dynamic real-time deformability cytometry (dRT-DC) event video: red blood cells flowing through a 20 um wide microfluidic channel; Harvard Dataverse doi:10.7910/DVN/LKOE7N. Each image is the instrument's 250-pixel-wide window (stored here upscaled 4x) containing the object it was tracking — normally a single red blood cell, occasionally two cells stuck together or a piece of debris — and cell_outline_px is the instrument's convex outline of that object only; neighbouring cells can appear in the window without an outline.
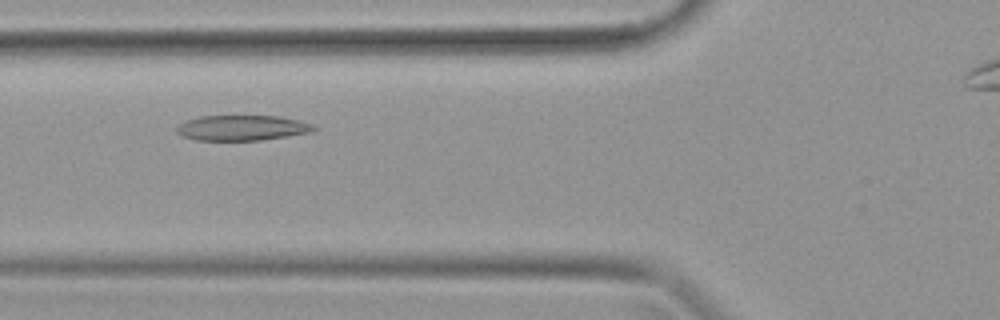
{"species": "common noctule bat (a hibernating species)", "species_latin": "Nyctalus noctula", "temperature_condition": "warm", "stored_images_in_passage": 30, "camera_frame_rate_fps": 3000, "um_per_image_px": 0.085, "animal": {"sex": "female", "body_mass_g": 19.9}, "frame": {"image": 1, "passage_image": 9, "time_ms": 2.667, "image_size_px": [1000, 320], "cell_outline_px": [[316, 128], [312, 132], [288, 136], [260, 140], [196, 140], [184, 136], [176, 132], [176, 124], [184, 120], [200, 116], [280, 116], [300, 120], [312, 124]], "centroid_in_image_um": [20.55, 10.86], "position_along_channel_um": 105.2, "area_um2": 20.35}}
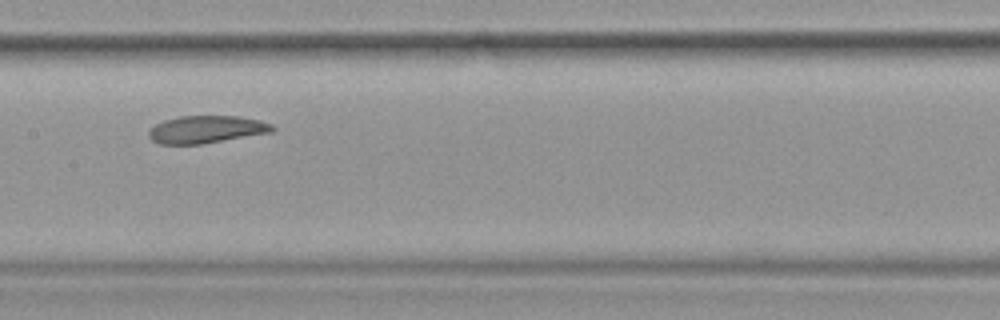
{"frame": {"image": 2, "passage_image": 14, "time_ms": 4.333, "image_size_px": [1000, 320], "cell_outline_px": [[276, 128], [272, 132], [200, 144], [160, 144], [152, 140], [148, 136], [148, 132], [156, 124], [164, 120], [180, 116], [236, 116], [260, 120], [272, 124]], "centroid_in_image_um": [17.54, 11.0], "position_along_channel_um": 189.9, "area_um2": 19.65}}
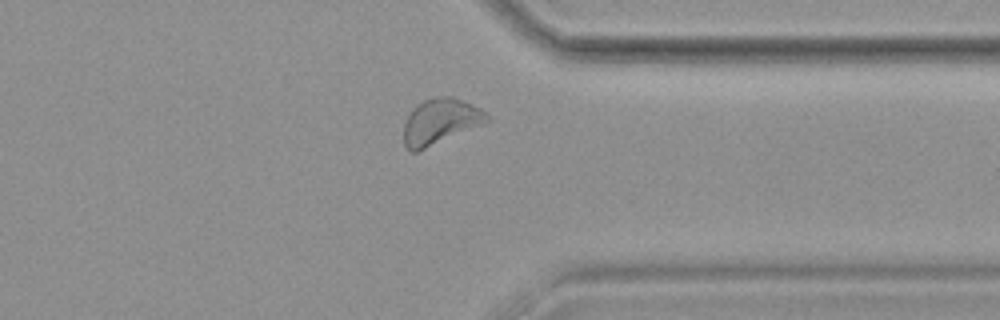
{"frame": {"image": 3, "passage_image": 25, "time_ms": 8.0, "image_size_px": [1000, 320], "cell_outline_px": [[492, 120], [484, 124], [416, 152], [408, 152], [404, 144], [404, 124], [412, 108], [416, 104], [424, 100], [436, 96], [452, 96], [480, 108], [488, 112]], "centroid_in_image_um": [37.44, 10.32], "position_along_channel_um": 374.0, "area_um2": 22.31}}